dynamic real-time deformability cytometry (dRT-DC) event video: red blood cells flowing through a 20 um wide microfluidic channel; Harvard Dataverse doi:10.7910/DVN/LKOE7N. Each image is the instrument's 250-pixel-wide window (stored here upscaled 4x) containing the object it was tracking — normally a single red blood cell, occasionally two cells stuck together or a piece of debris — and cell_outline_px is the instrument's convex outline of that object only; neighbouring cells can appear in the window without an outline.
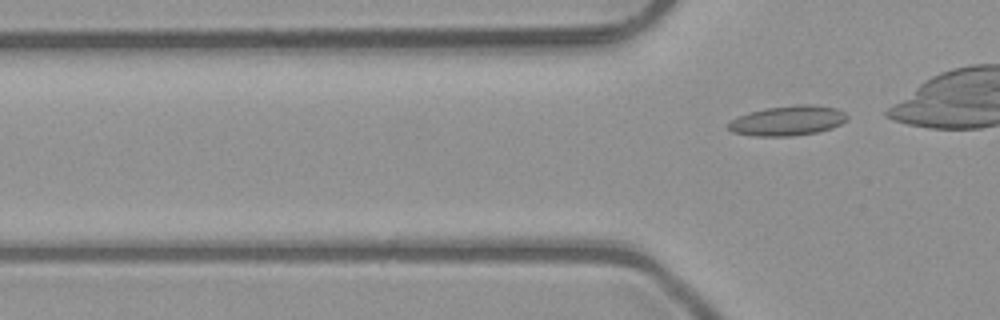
{"species": "common noctule bat (a hibernating species)", "species_latin": "Nyctalus noctula", "temperature_condition": "room temperature", "stored_images_in_passage": 5, "camera_frame_rate_fps": 3000, "um_per_image_px": 0.085, "animal": {"sex": "male", "body_mass_g": 23.1, "forearm_length_mm": 52.7}, "frame": {"image": 1, "passage_image": 5, "time_ms": 1.333, "image_size_px": [1000, 320], "cell_outline_px": [[848, 120], [832, 128], [816, 132], [792, 136], [756, 136], [732, 132], [728, 128], [728, 124], [732, 120], [748, 112], [764, 108], [796, 104], [812, 104], [836, 108], [844, 112], [848, 116]], "centroid_in_image_um": [66.98, 10.24], "position_along_channel_um": 58.8, "area_um2": 20.75}}